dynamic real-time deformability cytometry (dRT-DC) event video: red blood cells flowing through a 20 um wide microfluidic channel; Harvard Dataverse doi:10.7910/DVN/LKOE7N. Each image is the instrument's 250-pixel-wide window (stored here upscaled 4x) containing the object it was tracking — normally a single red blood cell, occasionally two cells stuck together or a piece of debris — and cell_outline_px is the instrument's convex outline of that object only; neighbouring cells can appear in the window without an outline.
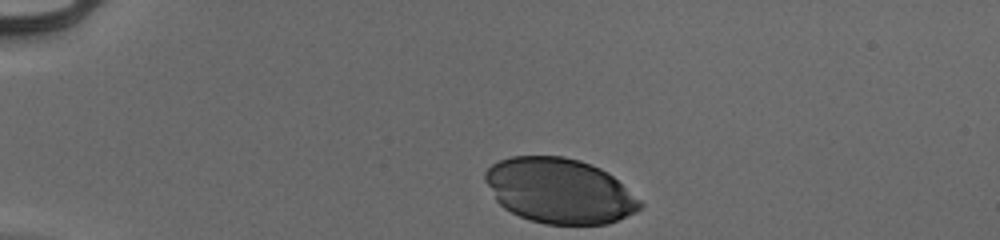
{"species": "human", "species_latin": "Homo sapiens", "temperature_condition": "cold", "stored_images_in_passage": 34, "camera_frame_rate_fps": 3000, "um_per_image_px": 0.085, "donor": {"sex": "male"}, "frame": {"image": 1, "passage_image": 1, "time_ms": 0.0, "image_size_px": [1000, 240], "cell_outline_px": [[644, 204], [636, 212], [608, 224], [544, 224], [520, 216], [504, 208], [496, 200], [484, 180], [484, 172], [492, 164], [500, 160], [512, 156], [564, 156], [580, 160], [600, 168], [608, 172], [640, 200]], "centroid_in_image_um": [47.55, 16.21], "position_along_channel_um": 37.5, "area_um2": 58.61}}